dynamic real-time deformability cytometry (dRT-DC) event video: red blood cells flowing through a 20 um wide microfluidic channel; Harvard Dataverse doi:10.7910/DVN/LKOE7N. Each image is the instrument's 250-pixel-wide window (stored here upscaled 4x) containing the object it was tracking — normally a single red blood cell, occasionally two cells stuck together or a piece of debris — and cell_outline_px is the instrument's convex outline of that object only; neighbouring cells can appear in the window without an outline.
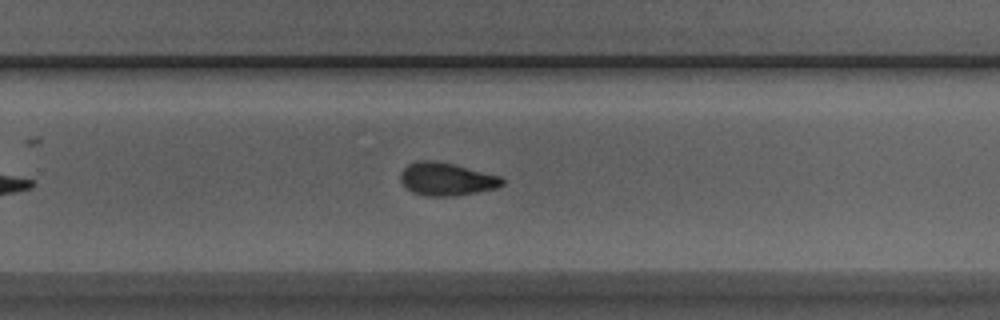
{"species": "Egyptian fruit bat (a non-hibernating species)", "species_latin": "Rousettus aegyptiacus", "temperature_condition": "room temperature", "stored_images_in_passage": 28, "camera_frame_rate_fps": 3000, "um_per_image_px": 0.085, "animal": {"sex": "male"}, "frame": {"image": 1, "passage_image": 24, "time_ms": 7.667, "image_size_px": [1000, 320], "cell_outline_px": [[504, 184], [496, 188], [476, 192], [452, 196], [428, 196], [412, 192], [400, 180], [400, 172], [408, 164], [416, 160], [432, 160], [452, 164], [500, 176], [504, 180]], "centroid_in_image_um": [37.93, 15.22], "position_along_channel_um": 291.9, "area_um2": 19.31}}